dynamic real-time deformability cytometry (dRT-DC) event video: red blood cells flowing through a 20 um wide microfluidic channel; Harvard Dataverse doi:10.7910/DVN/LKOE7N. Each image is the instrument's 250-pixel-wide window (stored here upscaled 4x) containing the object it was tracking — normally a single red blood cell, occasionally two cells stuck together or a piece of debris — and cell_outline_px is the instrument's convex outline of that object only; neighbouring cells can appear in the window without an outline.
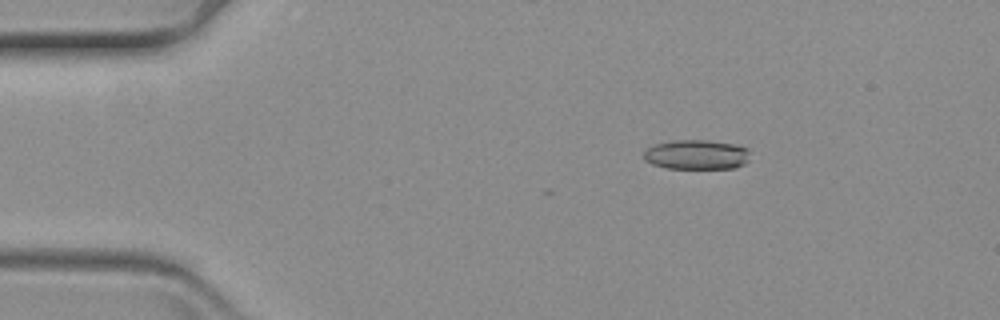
{"species": "common noctule bat (a hibernating species)", "species_latin": "Nyctalus noctula", "temperature_condition": "warm", "stored_images_in_passage": 6, "camera_frame_rate_fps": 3000, "um_per_image_px": 0.085, "animal": {"sex": "female", "body_mass_g": 19.3, "forearm_length_mm": 54.1}, "frame": {"image": 1, "passage_image": 4, "time_ms": 1.0, "image_size_px": [1000, 320], "cell_outline_px": [[748, 160], [744, 164], [736, 168], [668, 168], [652, 164], [644, 160], [644, 152], [648, 148], [656, 144], [672, 140], [708, 140], [736, 144], [748, 148]], "centroid_in_image_um": [59.22, 13.14], "position_along_channel_um": 25.8, "area_um2": 18.38}}